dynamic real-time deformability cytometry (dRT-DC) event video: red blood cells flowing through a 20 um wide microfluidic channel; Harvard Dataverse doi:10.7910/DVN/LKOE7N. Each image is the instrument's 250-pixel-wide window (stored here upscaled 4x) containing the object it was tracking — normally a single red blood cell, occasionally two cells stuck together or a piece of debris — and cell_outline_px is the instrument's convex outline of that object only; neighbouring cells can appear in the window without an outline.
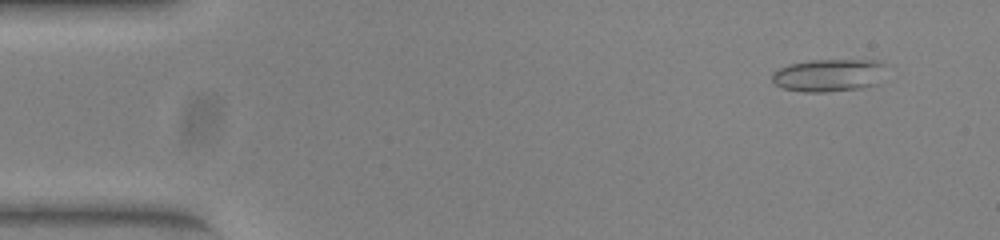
{"species": "common noctule bat (a hibernating species)", "species_latin": "Nyctalus noctula", "temperature_condition": "warm", "stored_images_in_passage": 52, "camera_frame_rate_fps": 3000, "um_per_image_px": 0.085, "animal": {"sex": "female", "body_mass_g": 23.0, "forearm_length_mm": 53.4}, "frame": {"image": 1, "passage_image": 4, "time_ms": 1.0, "image_size_px": [1000, 240], "cell_outline_px": [[884, 64], [876, 84], [864, 88], [824, 92], [804, 92], [784, 88], [776, 84], [772, 80], [772, 72], [780, 68], [792, 64], [812, 60], [880, 60]], "centroid_in_image_um": [70.42, 6.4], "position_along_channel_um": 14.6, "area_um2": 21.39}}
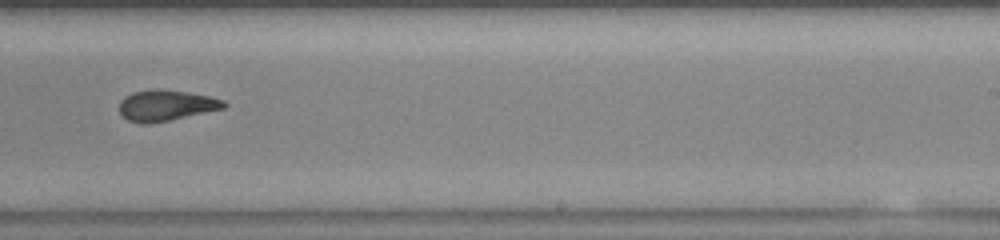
{"frame": {"image": 2, "passage_image": 32, "time_ms": 10.333, "image_size_px": [1000, 240], "cell_outline_px": [[228, 104], [224, 108], [168, 120], [148, 124], [140, 124], [128, 120], [120, 112], [120, 100], [124, 96], [132, 92], [152, 88], [160, 88], [188, 92], [208, 96], [224, 100]], "centroid_in_image_um": [14.08, 8.94], "position_along_channel_um": 274.9, "area_um2": 18.84}}
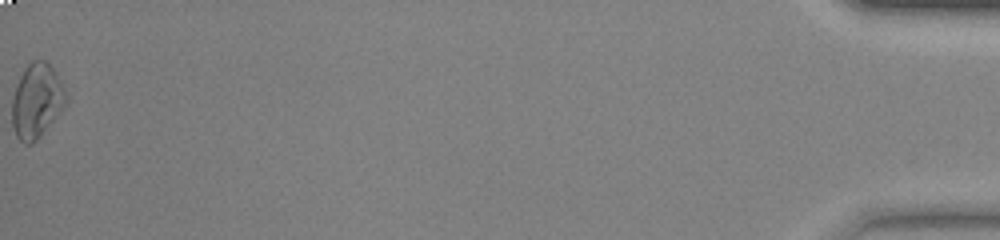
{"frame": {"image": 3, "passage_image": 52, "time_ms": 17.0, "image_size_px": [1000, 240], "cell_outline_px": [[68, 100], [64, 108], [40, 136], [32, 144], [24, 144], [16, 136], [12, 124], [12, 100], [16, 84], [24, 68], [32, 60], [44, 60], [52, 68], [64, 88], [68, 96]], "centroid_in_image_um": [3.11, 8.59], "position_along_channel_um": 432.1, "area_um2": 23.35}, "authors_computed_cell_mechanics": {"area_um2": 19.7965, "velocity_mm_per_s": 3.954, "shape_relaxation_time_tau1_ms": 8.5144, "shape_relaxation_time_tau2_ms": 2.8384, "deformation_change_tau1": 0.1769, "deformation_change_tau2": 0.0815}}